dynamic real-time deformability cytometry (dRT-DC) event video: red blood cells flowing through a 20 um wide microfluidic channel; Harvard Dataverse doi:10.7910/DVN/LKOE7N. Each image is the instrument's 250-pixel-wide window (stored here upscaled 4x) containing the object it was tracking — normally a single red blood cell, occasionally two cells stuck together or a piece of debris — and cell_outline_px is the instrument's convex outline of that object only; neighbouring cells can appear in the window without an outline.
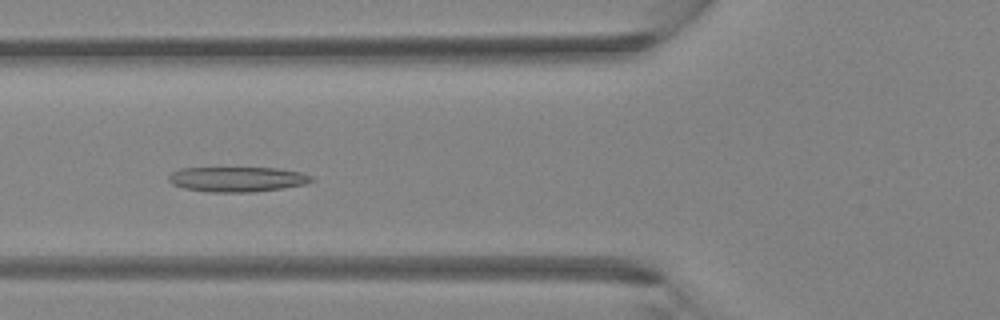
{"species": "Egyptian fruit bat (a non-hibernating species)", "species_latin": "Rousettus aegyptiacus", "temperature_condition": "room temperature", "stored_images_in_passage": 4, "camera_frame_rate_fps": 3000, "um_per_image_px": 0.085, "animal": {"sex": "female"}, "frame": {"image": 1, "passage_image": 4, "time_ms": 1.0, "image_size_px": [1000, 320], "cell_outline_px": [[312, 180], [304, 184], [284, 188], [256, 192], [208, 192], [184, 188], [172, 184], [168, 180], [168, 176], [172, 172], [180, 168], [276, 168], [300, 172], [312, 176]], "centroid_in_image_um": [20.14, 15.24], "position_along_channel_um": 105.7, "area_um2": 20.81}}